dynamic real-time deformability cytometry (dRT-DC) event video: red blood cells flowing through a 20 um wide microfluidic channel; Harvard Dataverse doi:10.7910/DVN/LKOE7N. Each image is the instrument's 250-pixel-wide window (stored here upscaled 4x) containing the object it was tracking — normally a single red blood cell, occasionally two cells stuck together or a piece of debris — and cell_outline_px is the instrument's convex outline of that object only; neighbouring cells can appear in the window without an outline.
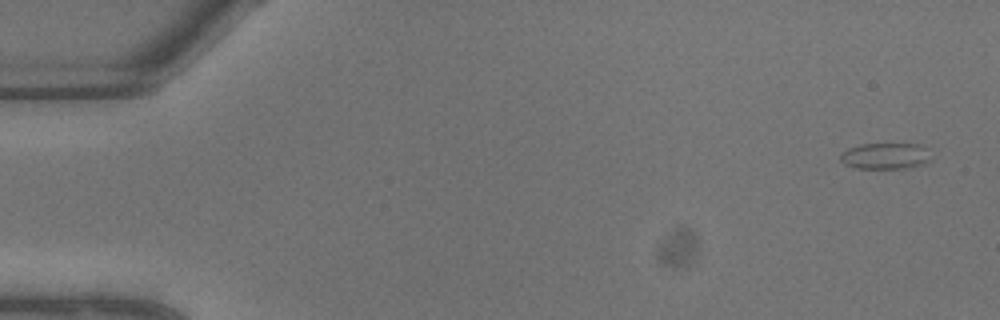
{"species": "common noctule bat (a hibernating species)", "species_latin": "Nyctalus noctula", "temperature_condition": "warm", "stored_images_in_passage": 11, "camera_frame_rate_fps": 3000, "um_per_image_px": 0.085, "animal": {"sex": "male", "body_mass_g": 13.3}, "frame": {"image": 1, "passage_image": 1, "time_ms": 0.0, "image_size_px": [1000, 320], "cell_outline_px": [[932, 160], [924, 164], [912, 168], [856, 168], [844, 164], [840, 160], [840, 156], [848, 148], [860, 144], [920, 144], [924, 148]], "centroid_in_image_um": [75.26, 13.27], "position_along_channel_um": 9.7, "area_um2": 13.81}}
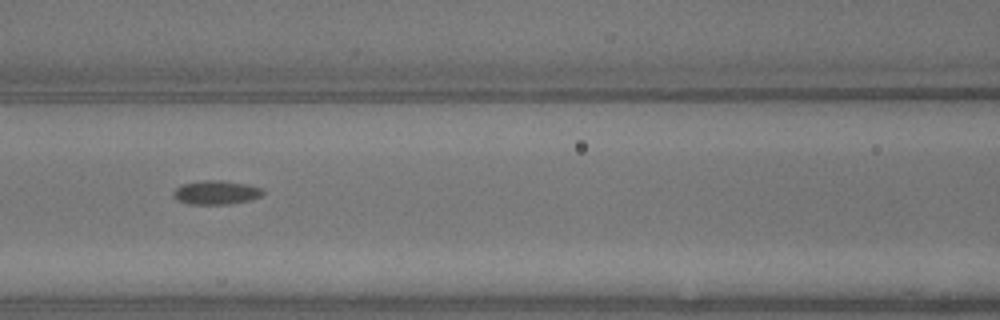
{"frame": {"image": 2, "passage_image": 10, "time_ms": 3.0, "image_size_px": [1000, 320], "cell_outline_px": [[264, 196], [248, 200], [228, 204], [188, 204], [176, 200], [172, 192], [176, 188], [184, 184], [204, 180], [220, 180], [248, 184], [260, 188], [264, 192]], "centroid_in_image_um": [18.37, 16.36], "position_along_channel_um": 148.2, "area_um2": 12.43}}
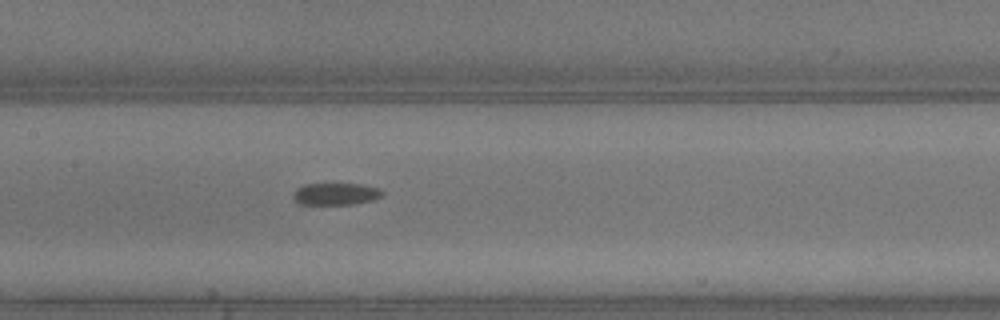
{"frame": {"image": 3, "passage_image": 11, "time_ms": 3.333, "image_size_px": [1000, 320], "cell_outline_px": [[384, 192], [380, 196], [372, 200], [356, 204], [300, 204], [292, 196], [292, 192], [296, 188], [304, 184], [360, 184], [380, 188]], "centroid_in_image_um": [28.52, 16.48], "position_along_channel_um": 178.9, "area_um2": 11.44}}